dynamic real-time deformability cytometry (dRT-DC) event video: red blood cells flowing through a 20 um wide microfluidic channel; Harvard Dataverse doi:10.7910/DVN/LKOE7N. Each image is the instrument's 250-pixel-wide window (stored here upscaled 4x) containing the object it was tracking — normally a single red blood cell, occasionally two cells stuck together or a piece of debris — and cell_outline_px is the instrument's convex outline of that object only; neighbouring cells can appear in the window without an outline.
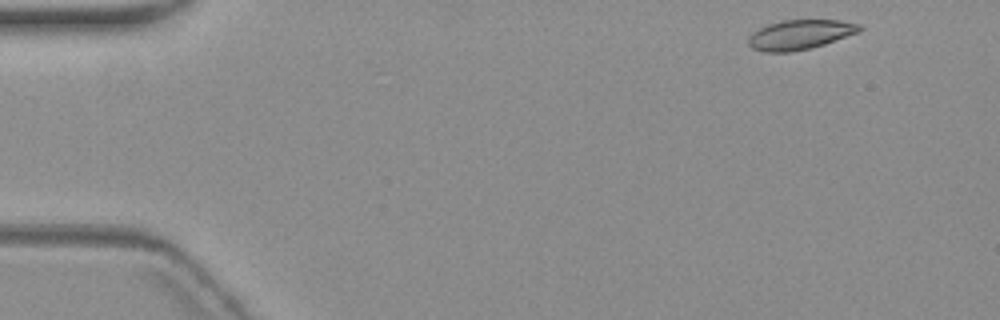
{"species": "common noctule bat (a hibernating species)", "species_latin": "Nyctalus noctula", "temperature_condition": "warm", "stored_images_in_passage": 4, "camera_frame_rate_fps": 3000, "um_per_image_px": 0.085, "animal": {"sex": "female", "body_mass_g": 19.3, "forearm_length_mm": 54.1}, "frame": {"image": 1, "passage_image": 1, "time_ms": 0.0, "image_size_px": [1000, 320], "cell_outline_px": [[864, 28], [860, 32], [812, 48], [788, 52], [764, 52], [752, 48], [748, 44], [748, 40], [752, 32], [768, 24], [780, 20], [840, 20], [860, 24]], "centroid_in_image_um": [68.02, 2.94], "position_along_channel_um": 17.0, "area_um2": 19.31}}
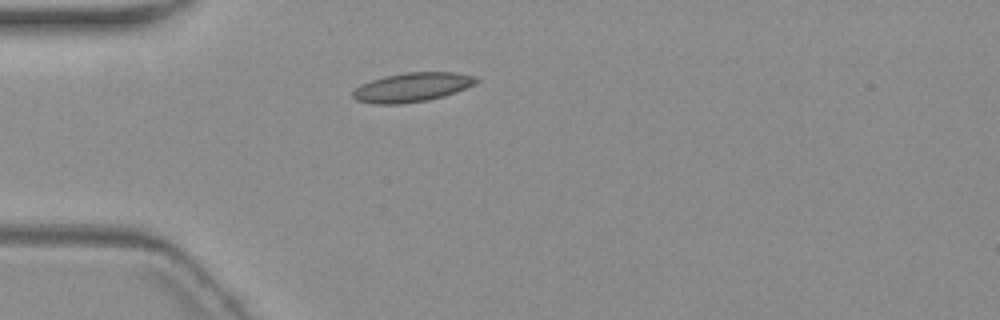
{"frame": {"image": 2, "passage_image": 4, "time_ms": 3.667, "image_size_px": [1000, 320], "cell_outline_px": [[480, 80], [476, 84], [456, 92], [444, 96], [428, 100], [400, 104], [372, 104], [356, 100], [352, 96], [352, 92], [360, 84], [384, 76], [404, 72], [456, 72], [476, 76]], "centroid_in_image_um": [35.05, 7.41], "position_along_channel_um": 50.0, "area_um2": 21.21}}